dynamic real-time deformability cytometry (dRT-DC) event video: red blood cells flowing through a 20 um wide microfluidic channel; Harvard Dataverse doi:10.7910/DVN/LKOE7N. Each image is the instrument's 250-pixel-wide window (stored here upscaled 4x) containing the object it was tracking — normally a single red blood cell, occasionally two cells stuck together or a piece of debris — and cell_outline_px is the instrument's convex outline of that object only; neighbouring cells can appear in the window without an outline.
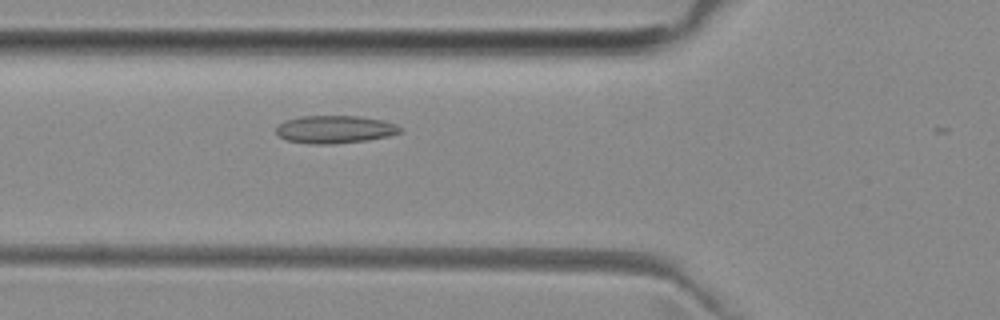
{"species": "common noctule bat (a hibernating species)", "species_latin": "Nyctalus noctula", "temperature_condition": "room temperature", "stored_images_in_passage": 29, "camera_frame_rate_fps": 3000, "um_per_image_px": 0.085, "animal": {"sex": "female", "body_mass_g": 29.2, "forearm_length_mm": 56.3}, "frame": {"image": 1, "passage_image": 4, "time_ms": 1.0, "image_size_px": [1000, 320], "cell_outline_px": [[404, 128], [400, 132], [388, 136], [368, 140], [332, 144], [312, 144], [288, 140], [280, 136], [276, 132], [276, 128], [284, 120], [300, 116], [356, 116], [384, 120], [396, 124]], "centroid_in_image_um": [28.49, 10.99], "position_along_channel_um": 97.3, "area_um2": 20.06}}
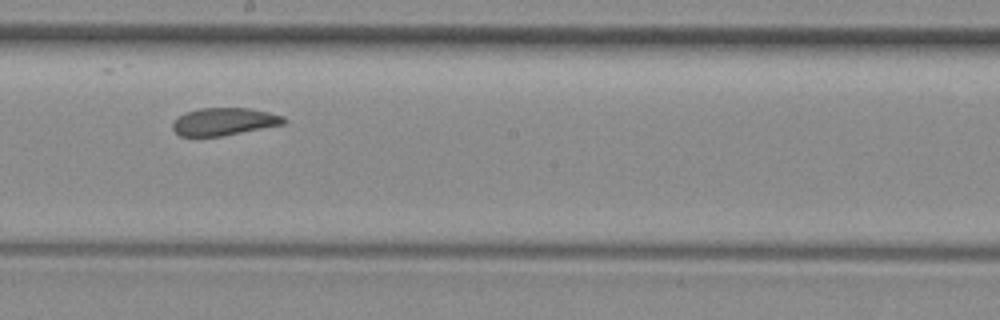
{"frame": {"image": 2, "passage_image": 14, "time_ms": 4.333, "image_size_px": [1000, 320], "cell_outline_px": [[288, 120], [284, 124], [220, 136], [180, 136], [172, 128], [172, 120], [188, 112], [200, 108], [248, 108], [268, 112], [284, 116]], "centroid_in_image_um": [19.05, 10.33], "position_along_channel_um": 229.2, "area_um2": 17.69}}
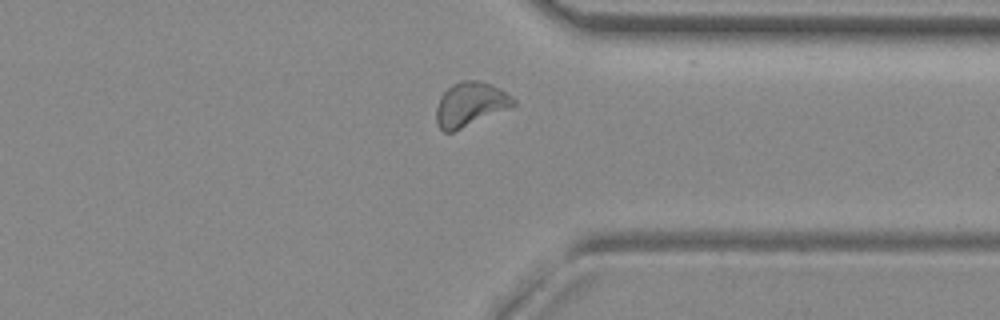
{"frame": {"image": 3, "passage_image": 25, "time_ms": 8.0, "image_size_px": [1000, 320], "cell_outline_px": [[516, 104], [508, 108], [452, 132], [444, 132], [440, 128], [436, 120], [436, 108], [440, 96], [452, 84], [460, 80], [476, 80], [492, 84], [500, 88], [512, 96], [516, 100]], "centroid_in_image_um": [39.96, 8.84], "position_along_channel_um": 371.4, "area_um2": 19.65}}